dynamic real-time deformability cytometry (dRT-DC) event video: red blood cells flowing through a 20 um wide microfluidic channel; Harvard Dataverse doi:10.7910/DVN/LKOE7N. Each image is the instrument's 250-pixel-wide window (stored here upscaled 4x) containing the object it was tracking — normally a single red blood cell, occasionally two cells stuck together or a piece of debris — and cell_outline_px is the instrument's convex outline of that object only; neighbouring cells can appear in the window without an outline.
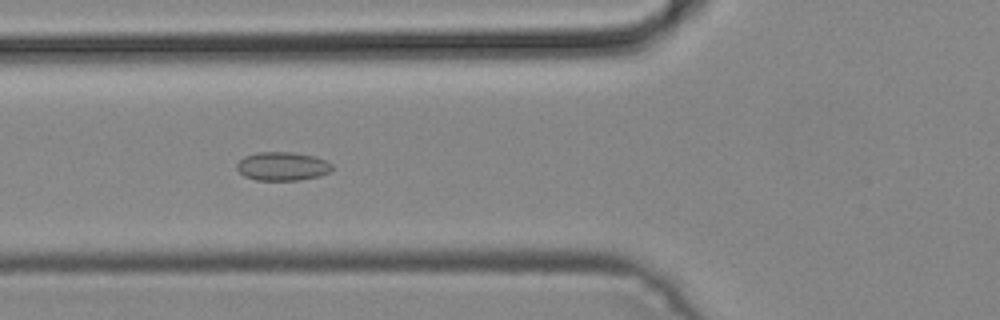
{"species": "common noctule bat (a hibernating species)", "species_latin": "Nyctalus noctula", "temperature_condition": "cold", "stored_images_in_passage": 9, "camera_frame_rate_fps": 3000, "um_per_image_px": 0.085, "animal": {"sex": "male", "body_mass_g": 19.2, "forearm_length_mm": 51.8}, "frame": {"image": 1, "passage_image": 7, "time_ms": 2.0, "image_size_px": [1000, 320], "cell_outline_px": [[332, 168], [328, 172], [320, 176], [300, 180], [256, 180], [244, 176], [236, 168], [236, 164], [244, 156], [256, 152], [292, 152], [316, 156], [332, 164]], "centroid_in_image_um": [23.99, 14.13], "position_along_channel_um": 101.8, "area_um2": 15.95}}